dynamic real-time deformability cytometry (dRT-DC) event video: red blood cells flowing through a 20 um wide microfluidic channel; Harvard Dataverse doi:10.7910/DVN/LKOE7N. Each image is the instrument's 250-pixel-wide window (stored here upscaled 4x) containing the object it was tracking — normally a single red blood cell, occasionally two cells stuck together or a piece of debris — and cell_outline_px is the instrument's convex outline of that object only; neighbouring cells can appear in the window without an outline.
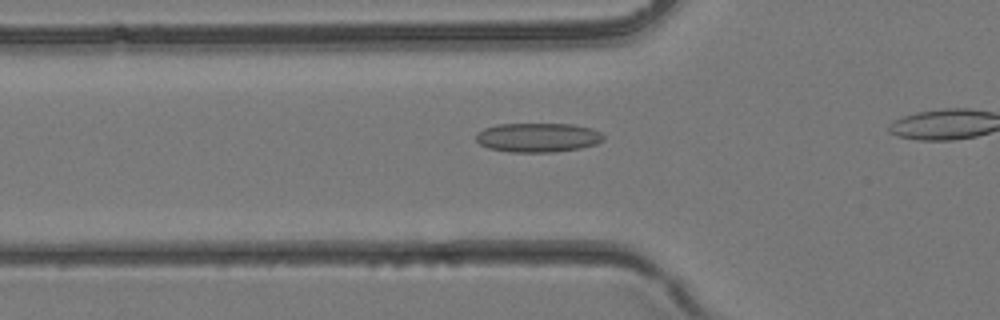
{"species": "common noctule bat (a hibernating species)", "species_latin": "Nyctalus noctula", "temperature_condition": "room temperature", "stored_images_in_passage": 24, "camera_frame_rate_fps": 3000, "um_per_image_px": 0.085, "animal": {"sex": "female", "body_mass_g": 24.6, "forearm_length_mm": 56.2}, "frame": {"image": 1, "passage_image": 2, "time_ms": 0.333, "image_size_px": [1000, 320], "cell_outline_px": [[604, 140], [596, 144], [580, 148], [556, 152], [508, 152], [488, 148], [480, 144], [476, 140], [476, 132], [484, 128], [496, 124], [572, 124], [592, 128], [600, 132], [604, 136]], "centroid_in_image_um": [45.71, 11.69], "position_along_channel_um": 80.1, "area_um2": 21.91}}
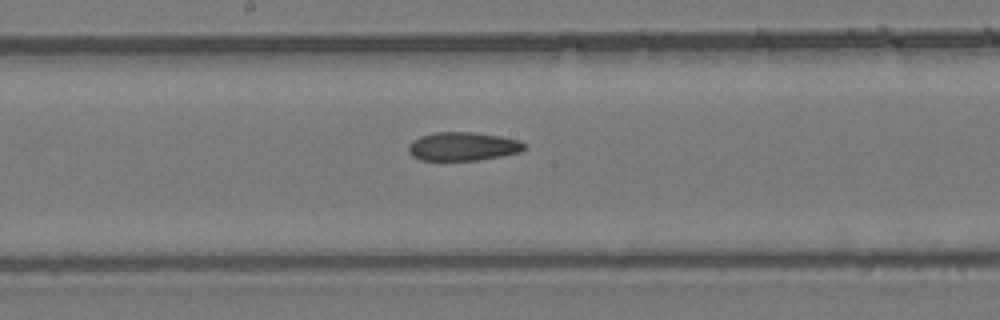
{"frame": {"image": 2, "passage_image": 9, "time_ms": 2.667, "image_size_px": [1000, 320], "cell_outline_px": [[528, 148], [520, 152], [480, 160], [420, 160], [412, 156], [408, 152], [408, 144], [412, 140], [420, 136], [432, 132], [472, 132], [500, 136], [520, 140], [528, 144]], "centroid_in_image_um": [39.36, 12.44], "position_along_channel_um": 208.8, "area_um2": 19.59}}
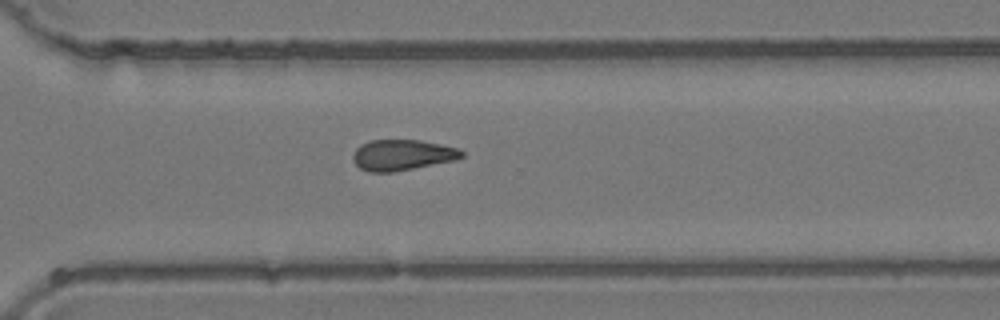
{"frame": {"image": 3, "passage_image": 16, "time_ms": 5.0, "image_size_px": [1000, 320], "cell_outline_px": [[464, 156], [456, 160], [392, 172], [368, 172], [360, 168], [352, 160], [352, 156], [356, 148], [360, 144], [372, 140], [420, 140], [460, 148], [464, 152]], "centroid_in_image_um": [34.19, 13.17], "position_along_channel_um": 336.4, "area_um2": 19.59}}